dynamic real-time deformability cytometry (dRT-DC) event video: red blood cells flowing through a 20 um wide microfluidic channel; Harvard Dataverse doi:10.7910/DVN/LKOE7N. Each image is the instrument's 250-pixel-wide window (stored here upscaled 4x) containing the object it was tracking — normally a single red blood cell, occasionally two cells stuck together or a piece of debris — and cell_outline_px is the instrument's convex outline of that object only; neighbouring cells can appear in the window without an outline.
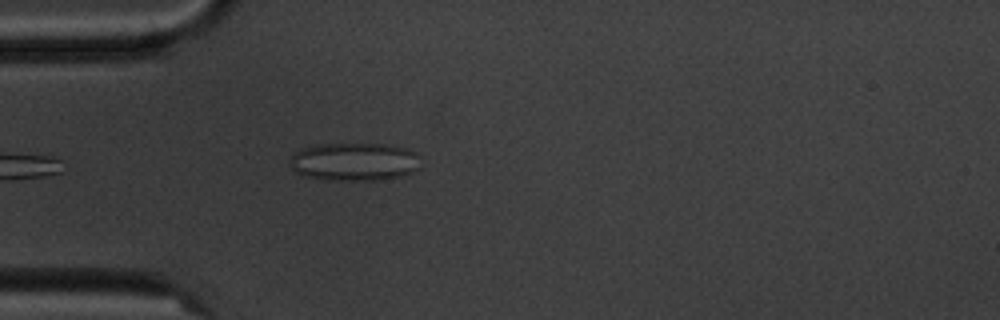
{"species": "common noctule bat (a hibernating species)", "species_latin": "Nyctalus noctula", "temperature_condition": "cold", "stored_images_in_passage": 2, "camera_frame_rate_fps": 3000, "um_per_image_px": 0.085, "animal": {"sex": "male", "body_mass_g": 20.1, "forearm_length_mm": 53.5}, "frame": {"image": 1, "passage_image": 2, "time_ms": 1.333, "image_size_px": [1000, 320], "cell_outline_px": [[416, 168], [400, 176], [376, 180], [324, 180], [300, 176], [288, 164], [288, 160], [300, 148], [312, 144], [380, 144], [408, 148], [416, 152]], "centroid_in_image_um": [29.98, 13.74], "position_along_channel_um": 55.0, "area_um2": 29.02}}